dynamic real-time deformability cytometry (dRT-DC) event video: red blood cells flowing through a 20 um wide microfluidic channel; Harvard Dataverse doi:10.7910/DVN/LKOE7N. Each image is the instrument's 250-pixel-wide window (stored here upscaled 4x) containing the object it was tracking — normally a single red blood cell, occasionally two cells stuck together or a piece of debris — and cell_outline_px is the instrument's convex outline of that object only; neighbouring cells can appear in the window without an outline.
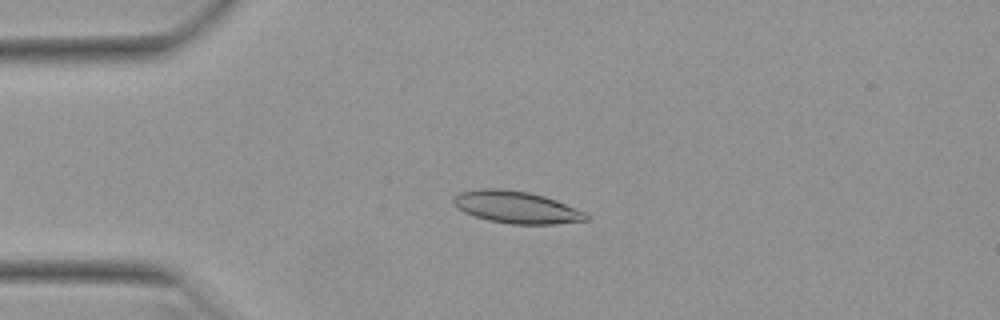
{"species": "Egyptian fruit bat (a non-hibernating species)", "species_latin": "Rousettus aegyptiacus", "temperature_condition": "warm", "stored_images_in_passage": 52, "camera_frame_rate_fps": 3000, "um_per_image_px": 0.085, "animal": {"sex": "female"}, "frame": {"image": 1, "passage_image": 13, "time_ms": 4.0, "image_size_px": [1000, 320], "cell_outline_px": [[588, 220], [552, 224], [512, 224], [488, 220], [464, 212], [456, 208], [452, 204], [452, 196], [460, 192], [480, 188], [504, 188], [532, 192], [556, 200], [584, 212], [588, 216]], "centroid_in_image_um": [43.82, 17.59], "position_along_channel_um": 41.2, "area_um2": 24.97}}
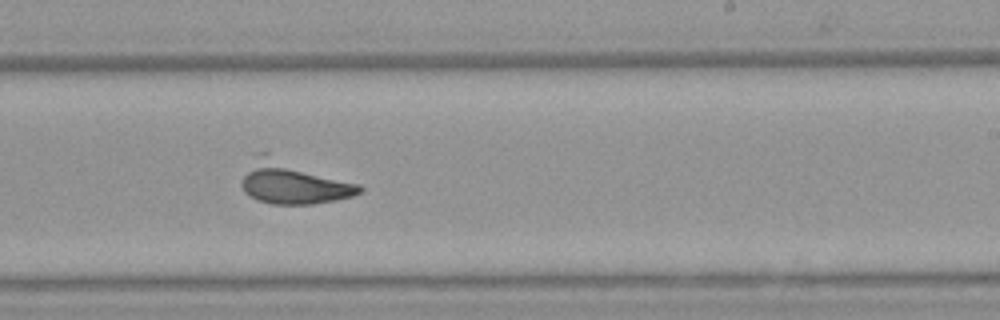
{"frame": {"image": 2, "passage_image": 32, "time_ms": 10.333, "image_size_px": [1000, 320], "cell_outline_px": [[364, 188], [360, 192], [352, 196], [336, 200], [312, 204], [272, 204], [256, 200], [244, 192], [240, 184], [240, 180], [252, 152], [268, 152], [360, 184]], "centroid_in_image_um": [24.83, 15.46], "position_along_channel_um": 264.2, "area_um2": 30.35}}
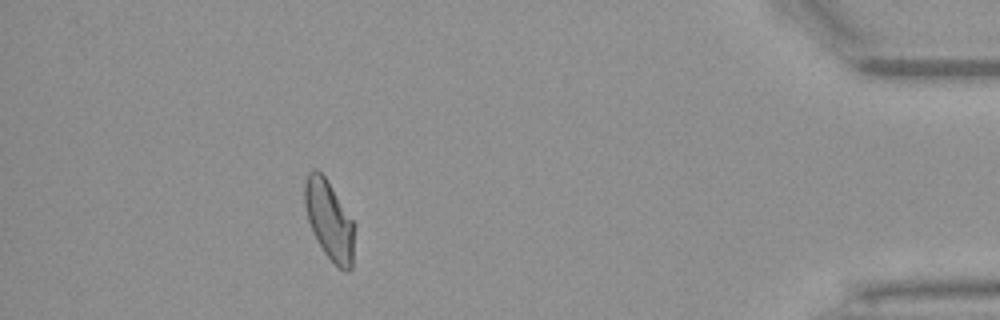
{"frame": {"image": 3, "passage_image": 47, "time_ms": 15.333, "image_size_px": [1000, 320], "cell_outline_px": [[356, 228], [352, 268], [348, 272], [344, 272], [332, 264], [324, 252], [312, 232], [308, 220], [304, 204], [304, 184], [308, 172], [312, 168], [316, 168], [328, 180], [352, 220]], "centroid_in_image_um": [28.0, 18.76], "position_along_channel_um": 407.2, "area_um2": 23.47}}